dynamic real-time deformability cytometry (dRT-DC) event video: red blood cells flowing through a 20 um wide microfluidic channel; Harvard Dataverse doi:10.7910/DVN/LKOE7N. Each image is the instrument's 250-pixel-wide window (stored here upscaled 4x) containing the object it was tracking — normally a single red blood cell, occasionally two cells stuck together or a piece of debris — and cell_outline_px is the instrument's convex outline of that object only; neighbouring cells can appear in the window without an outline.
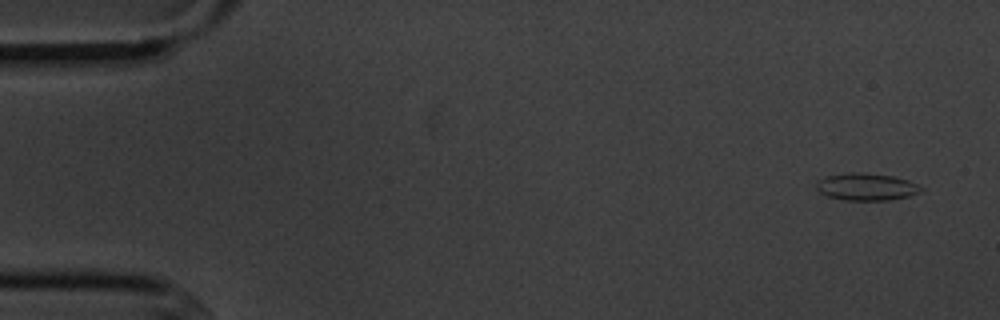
{"species": "common noctule bat (a hibernating species)", "species_latin": "Nyctalus noctula", "temperature_condition": "cold", "stored_images_in_passage": 5, "camera_frame_rate_fps": 3000, "um_per_image_px": 0.085, "animal": {"sex": "male", "body_mass_g": 20.1, "forearm_length_mm": 53.5}, "frame": {"image": 1, "passage_image": 1, "time_ms": 0.0, "image_size_px": [1000, 320], "cell_outline_px": [[924, 188], [920, 192], [908, 196], [888, 200], [844, 200], [828, 196], [820, 192], [816, 188], [816, 180], [828, 176], [852, 172], [860, 172], [892, 176], [908, 180]], "centroid_in_image_um": [73.63, 15.88], "position_along_channel_um": 11.4, "area_um2": 16.47}}